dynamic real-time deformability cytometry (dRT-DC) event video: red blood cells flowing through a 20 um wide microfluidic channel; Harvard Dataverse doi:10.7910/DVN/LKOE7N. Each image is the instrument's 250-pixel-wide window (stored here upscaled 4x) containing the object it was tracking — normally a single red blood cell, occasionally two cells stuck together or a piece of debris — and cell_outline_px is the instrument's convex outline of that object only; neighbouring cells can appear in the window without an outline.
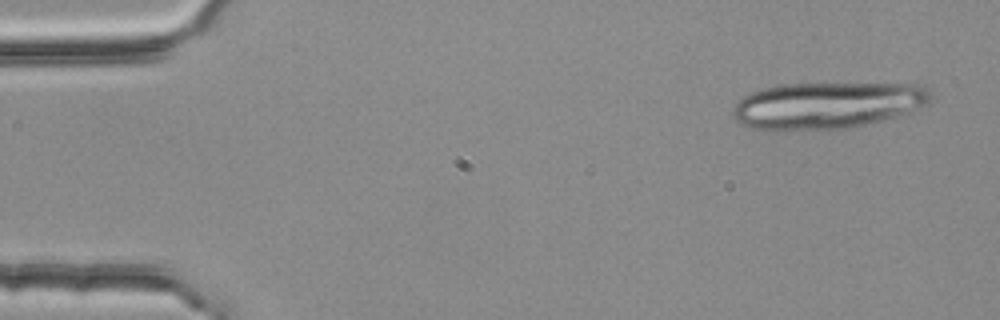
{"species": "common noctule bat (a hibernating species)", "species_latin": "Nyctalus noctula", "temperature_condition": "room temperature", "stored_images_in_passage": 4, "camera_frame_rate_fps": 3000, "um_per_image_px": 0.085, "animal": {"sex": "female", "body_mass_g": 25.1}, "frame": {"image": 1, "passage_image": 1, "time_ms": 0.0, "image_size_px": [1000, 320], "cell_outline_px": [[932, 100], [928, 104], [908, 112], [884, 120], [844, 128], [776, 132], [752, 128], [740, 124], [732, 116], [732, 108], [744, 96], [752, 92], [764, 88], [784, 84], [920, 84], [932, 96]], "centroid_in_image_um": [70.25, 8.97], "position_along_channel_um": 14.7, "area_um2": 53.93}}